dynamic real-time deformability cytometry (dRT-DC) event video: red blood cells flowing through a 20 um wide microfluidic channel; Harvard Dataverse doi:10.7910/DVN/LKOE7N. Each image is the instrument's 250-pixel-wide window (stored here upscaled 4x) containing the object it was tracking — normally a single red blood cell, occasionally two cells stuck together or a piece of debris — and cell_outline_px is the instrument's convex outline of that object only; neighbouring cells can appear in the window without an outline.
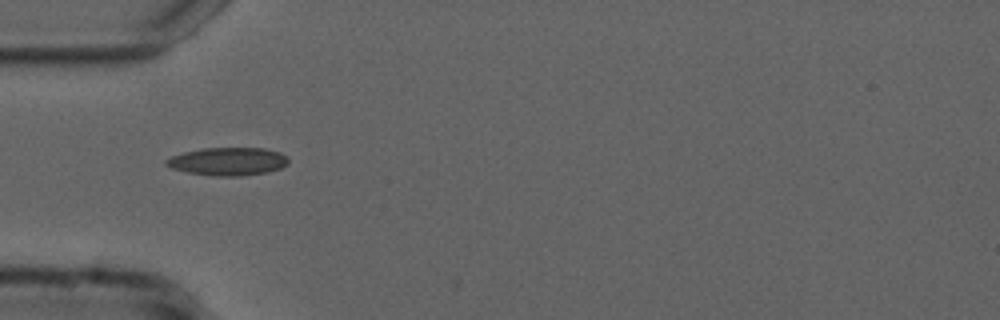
{"species": "common noctule bat (a hibernating species)", "species_latin": "Nyctalus noctula", "temperature_condition": "cold", "stored_images_in_passage": 32, "camera_frame_rate_fps": 3000, "um_per_image_px": 0.085, "animal": {"sex": "male", "forearm_length_mm": 52.5}, "frame": {"image": 1, "passage_image": 1, "time_ms": 0.0, "image_size_px": [1000, 320], "cell_outline_px": [[288, 164], [280, 168], [268, 172], [240, 176], [216, 176], [188, 172], [172, 168], [164, 164], [164, 160], [172, 156], [184, 152], [204, 148], [264, 148], [280, 152], [288, 156]], "centroid_in_image_um": [19.39, 13.72], "position_along_channel_um": 65.6, "area_um2": 19.94}}
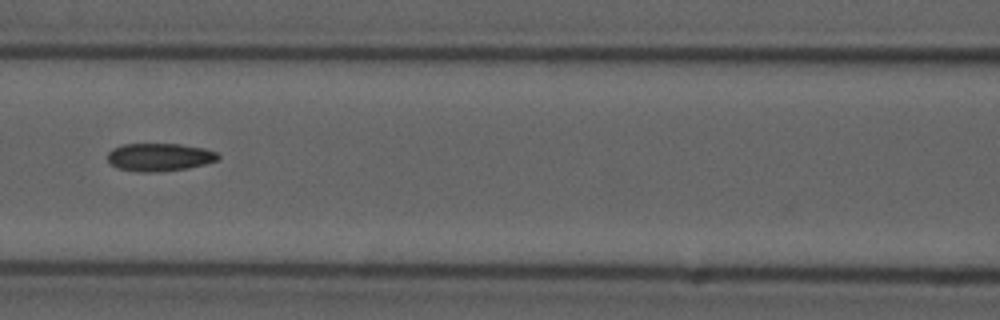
{"frame": {"image": 2, "passage_image": 8, "time_ms": 2.333, "image_size_px": [1000, 320], "cell_outline_px": [[220, 156], [216, 160], [204, 164], [188, 168], [156, 172], [136, 172], [116, 168], [108, 160], [108, 152], [112, 148], [124, 144], [180, 144], [204, 148], [216, 152]], "centroid_in_image_um": [13.52, 13.36], "position_along_channel_um": 153.1, "area_um2": 17.98}}
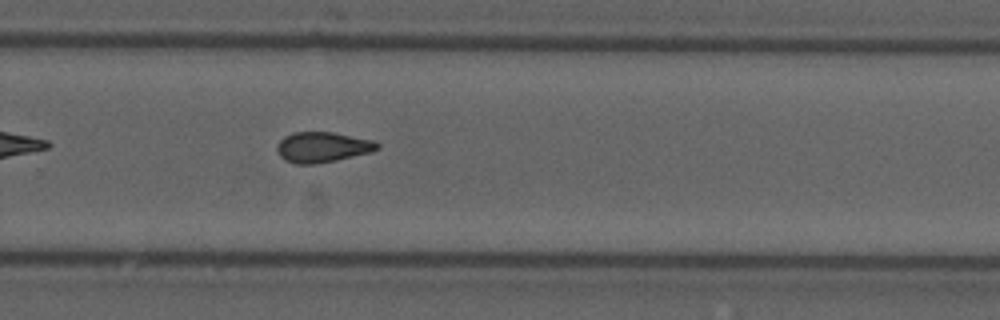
{"frame": {"image": 3, "passage_image": 20, "time_ms": 6.333, "image_size_px": [1000, 320], "cell_outline_px": [[380, 148], [372, 152], [336, 160], [312, 164], [296, 164], [284, 160], [280, 156], [276, 148], [280, 140], [284, 136], [292, 132], [332, 132], [372, 140], [380, 144]], "centroid_in_image_um": [27.4, 12.5], "position_along_channel_um": 302.4, "area_um2": 17.74}}